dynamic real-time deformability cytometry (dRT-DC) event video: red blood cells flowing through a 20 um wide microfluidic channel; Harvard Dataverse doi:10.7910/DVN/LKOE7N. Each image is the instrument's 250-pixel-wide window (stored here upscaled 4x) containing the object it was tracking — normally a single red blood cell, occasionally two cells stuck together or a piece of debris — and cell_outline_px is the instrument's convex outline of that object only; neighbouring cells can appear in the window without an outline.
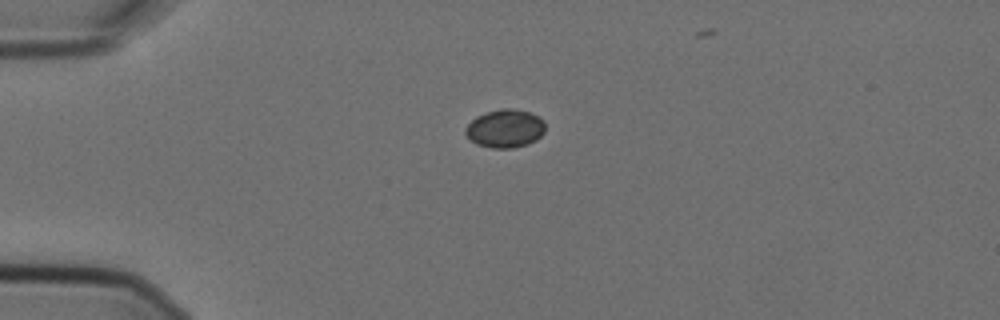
{"species": "Egyptian fruit bat (a non-hibernating species)", "species_latin": "Rousettus aegyptiacus", "temperature_condition": "cold", "stored_images_in_passage": 3, "camera_frame_rate_fps": 3000, "um_per_image_px": 0.085, "animal": {"sex": "female"}, "frame": {"image": 1, "passage_image": 1, "time_ms": 0.0, "image_size_px": [1000, 320], "cell_outline_px": [[544, 132], [536, 140], [528, 144], [512, 148], [492, 148], [476, 144], [464, 132], [464, 128], [476, 116], [488, 112], [504, 108], [512, 108], [528, 112], [540, 116], [544, 120]], "centroid_in_image_um": [42.94, 10.92], "position_along_channel_um": 42.1, "area_um2": 17.74}}